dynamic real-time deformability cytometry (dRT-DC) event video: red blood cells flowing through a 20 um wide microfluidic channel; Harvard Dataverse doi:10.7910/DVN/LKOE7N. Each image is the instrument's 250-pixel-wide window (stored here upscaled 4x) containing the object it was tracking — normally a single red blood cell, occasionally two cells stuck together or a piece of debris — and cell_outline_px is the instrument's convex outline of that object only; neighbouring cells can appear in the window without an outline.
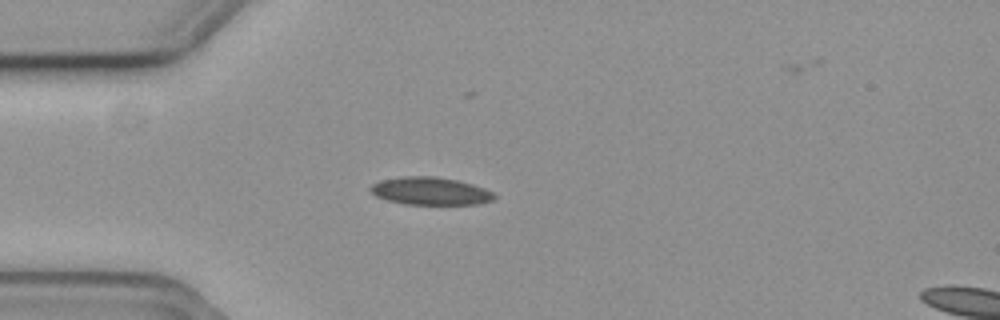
{"species": "common noctule bat (a hibernating species)", "species_latin": "Nyctalus noctula", "temperature_condition": "cold", "stored_images_in_passage": 43, "camera_frame_rate_fps": 3000, "um_per_image_px": 0.085, "animal": {"sex": "female", "body_mass_g": 19.3, "forearm_length_mm": 54.1}, "frame": {"image": 1, "passage_image": 1, "time_ms": 0.0, "image_size_px": [1000, 320], "cell_outline_px": [[496, 196], [492, 200], [476, 204], [404, 204], [388, 200], [376, 196], [368, 188], [372, 184], [380, 180], [404, 176], [436, 176], [456, 180], [472, 184], [484, 188], [492, 192]], "centroid_in_image_um": [36.55, 16.23], "position_along_channel_um": 48.4, "area_um2": 19.88}}
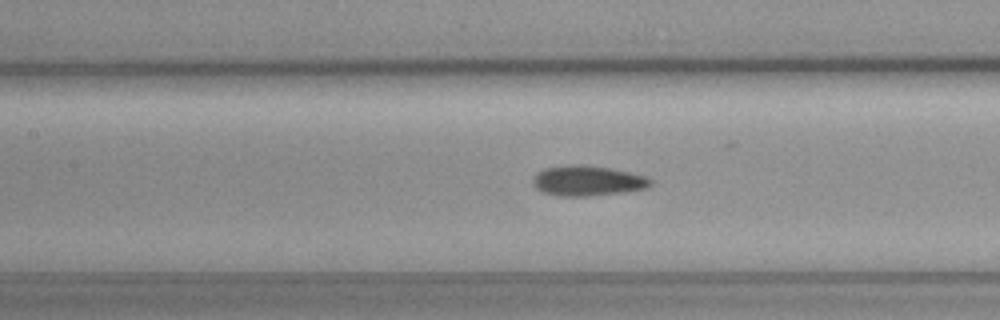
{"frame": {"image": 2, "passage_image": 11, "time_ms": 3.333, "image_size_px": [1000, 320], "cell_outline_px": [[652, 184], [648, 188], [624, 192], [588, 196], [560, 196], [544, 192], [536, 188], [532, 180], [544, 168], [576, 164], [584, 164], [608, 168], [648, 176], [652, 180]], "centroid_in_image_um": [50.0, 15.37], "position_along_channel_um": 157.4, "area_um2": 20.58}}
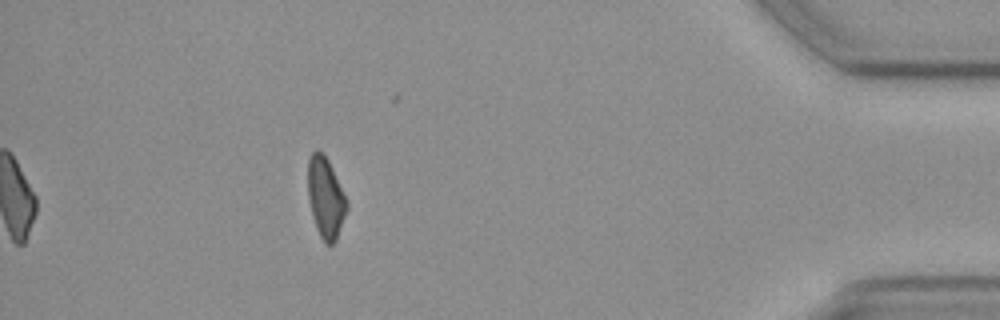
{"frame": {"image": 3, "passage_image": 36, "time_ms": 11.667, "image_size_px": [1000, 320], "cell_outline_px": [[348, 208], [336, 240], [332, 244], [324, 244], [316, 228], [312, 216], [308, 196], [308, 156], [316, 148], [328, 160], [348, 204]], "centroid_in_image_um": [27.66, 16.82], "position_along_channel_um": 407.5, "area_um2": 18.09}}